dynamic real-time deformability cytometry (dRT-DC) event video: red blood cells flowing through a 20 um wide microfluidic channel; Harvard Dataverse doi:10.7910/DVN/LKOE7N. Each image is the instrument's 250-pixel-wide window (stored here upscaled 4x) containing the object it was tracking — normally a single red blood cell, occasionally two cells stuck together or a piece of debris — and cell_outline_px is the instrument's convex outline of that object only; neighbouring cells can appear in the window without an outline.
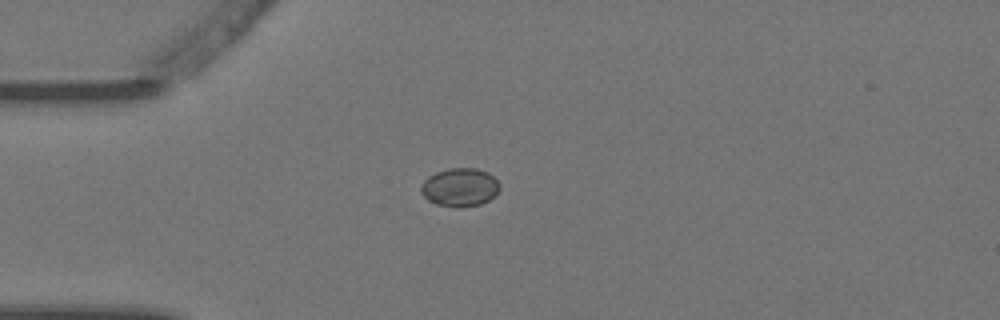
{"species": "Egyptian fruit bat (a non-hibernating species)", "species_latin": "Rousettus aegyptiacus", "temperature_condition": "warm", "stored_images_in_passage": 2, "camera_frame_rate_fps": 3000, "um_per_image_px": 0.085, "animal": {"sex": "female"}, "frame": {"image": 1, "passage_image": 1, "time_ms": 0.0, "image_size_px": [1000, 320], "cell_outline_px": [[500, 188], [488, 200], [480, 204], [460, 208], [456, 208], [436, 204], [428, 200], [420, 192], [420, 184], [428, 176], [436, 172], [448, 168], [476, 168], [488, 172], [500, 184]], "centroid_in_image_um": [39.05, 15.92], "position_along_channel_um": 46.0, "area_um2": 17.69}}
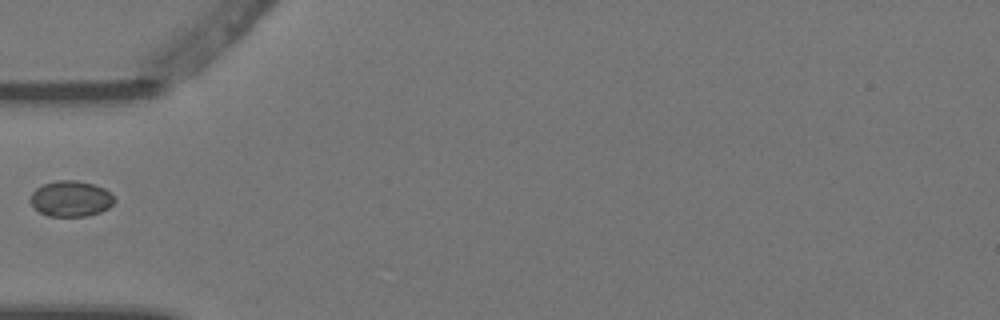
{"frame": {"image": 2, "passage_image": 2, "time_ms": 0.333, "image_size_px": [1000, 320], "cell_outline_px": [[116, 200], [108, 208], [100, 212], [88, 216], [48, 216], [40, 212], [28, 200], [32, 192], [36, 188], [44, 184], [56, 180], [76, 180], [92, 184], [104, 188]], "centroid_in_image_um": [6.0, 16.89], "position_along_channel_um": 79.0, "area_um2": 17.46}}